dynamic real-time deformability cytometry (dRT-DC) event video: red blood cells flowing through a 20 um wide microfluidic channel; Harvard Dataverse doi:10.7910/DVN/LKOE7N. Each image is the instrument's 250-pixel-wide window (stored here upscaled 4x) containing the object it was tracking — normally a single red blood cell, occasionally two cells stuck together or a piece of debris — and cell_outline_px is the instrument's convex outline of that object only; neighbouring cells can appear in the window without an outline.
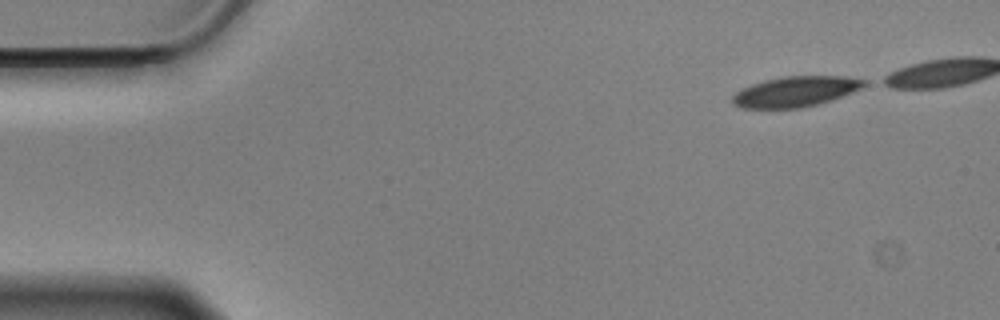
{"species": "Egyptian fruit bat (a non-hibernating species)", "species_latin": "Rousettus aegyptiacus", "temperature_condition": "cold", "stored_images_in_passage": 45, "camera_frame_rate_fps": 3000, "um_per_image_px": 0.085, "animal": {"sex": "male"}, "frame": {"image": 1, "passage_image": 1, "time_ms": 0.0, "image_size_px": [1000, 320], "cell_outline_px": [[868, 84], [852, 92], [832, 100], [820, 104], [800, 108], [740, 108], [732, 104], [732, 96], [736, 92], [752, 84], [764, 80], [784, 76], [844, 76], [864, 80]], "centroid_in_image_um": [67.6, 7.79], "position_along_channel_um": 17.4, "area_um2": 23.29}}
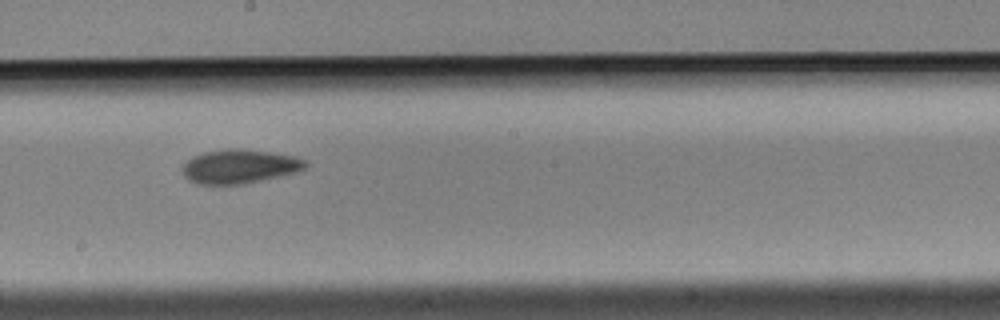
{"frame": {"image": 2, "passage_image": 27, "time_ms": 8.667, "image_size_px": [1000, 320], "cell_outline_px": [[308, 164], [304, 168], [296, 172], [244, 184], [196, 184], [188, 180], [184, 176], [180, 168], [192, 156], [204, 152], [228, 148], [240, 148], [296, 156], [304, 160]], "centroid_in_image_um": [20.31, 14.14], "position_along_channel_um": 227.9, "area_um2": 24.39}}
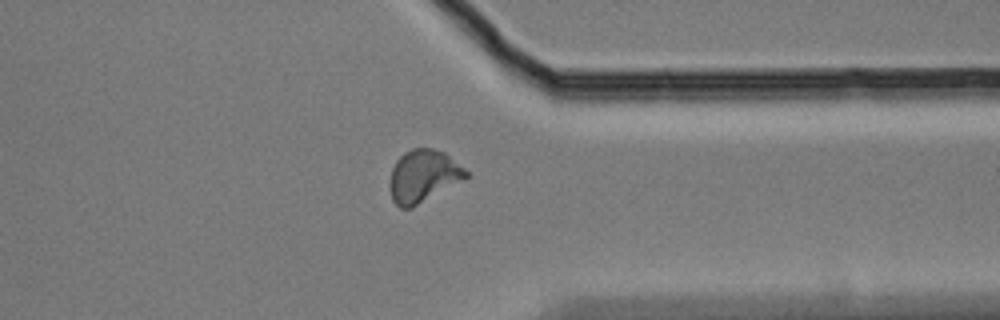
{"frame": {"image": 3, "passage_image": 40, "time_ms": 13.0, "image_size_px": [1000, 320], "cell_outline_px": [[468, 176], [464, 180], [412, 208], [400, 208], [392, 200], [388, 188], [388, 180], [392, 168], [396, 160], [404, 152], [412, 148], [432, 148], [444, 152], [464, 168], [468, 172]], "centroid_in_image_um": [35.94, 14.98], "position_along_channel_um": 375.5, "area_um2": 23.58}, "authors_computed_cell_mechanics": {"area_um2": 23.9292, "velocity_mm_per_s": 3.5007, "shape_relaxation_time_tau1_ms": 5.6828, "shape_relaxation_time_tau2_ms": 6.2036, "deformation_change_tau1": 0.1337, "deformation_change_tau2": 0.1146}}